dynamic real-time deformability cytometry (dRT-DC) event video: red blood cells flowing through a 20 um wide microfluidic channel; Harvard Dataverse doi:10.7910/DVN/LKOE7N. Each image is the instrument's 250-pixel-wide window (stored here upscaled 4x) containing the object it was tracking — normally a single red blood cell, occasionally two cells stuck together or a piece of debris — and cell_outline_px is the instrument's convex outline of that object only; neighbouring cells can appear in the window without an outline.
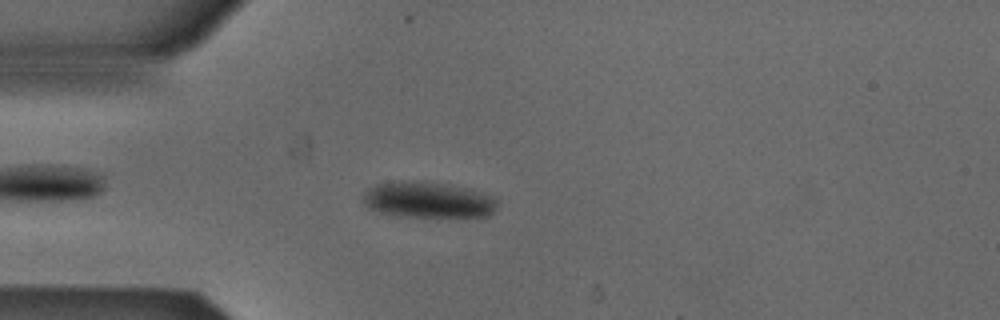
{"species": "Egyptian fruit bat (a non-hibernating species)", "species_latin": "Rousettus aegyptiacus", "temperature_condition": "cold", "stored_images_in_passage": 47, "camera_frame_rate_fps": 3000, "um_per_image_px": 0.085, "animal": {"sex": "male"}, "frame": {"image": 1, "passage_image": 8, "time_ms": 2.333, "image_size_px": [1000, 320], "cell_outline_px": [[500, 200], [496, 208], [488, 216], [396, 216], [380, 212], [368, 208], [364, 204], [364, 196], [368, 188], [376, 184], [412, 180], [424, 180], [448, 184], [468, 188], [492, 196]], "centroid_in_image_um": [36.4, 16.97], "position_along_channel_um": 48.6, "area_um2": 28.21}}
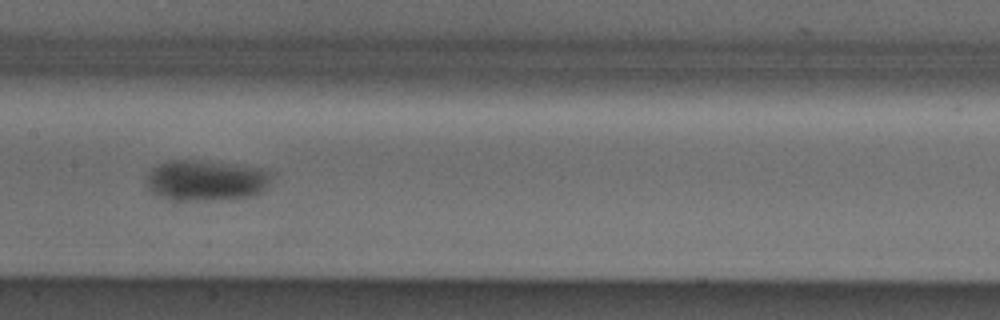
{"frame": {"image": 2, "passage_image": 20, "time_ms": 6.333, "image_size_px": [1000, 320], "cell_outline_px": [[268, 184], [260, 192], [252, 196], [176, 204], [156, 196], [144, 184], [148, 172], [152, 168], [168, 160], [196, 160], [260, 168], [268, 172]], "centroid_in_image_um": [17.35, 15.39], "position_along_channel_um": 190.1, "area_um2": 30.23}}
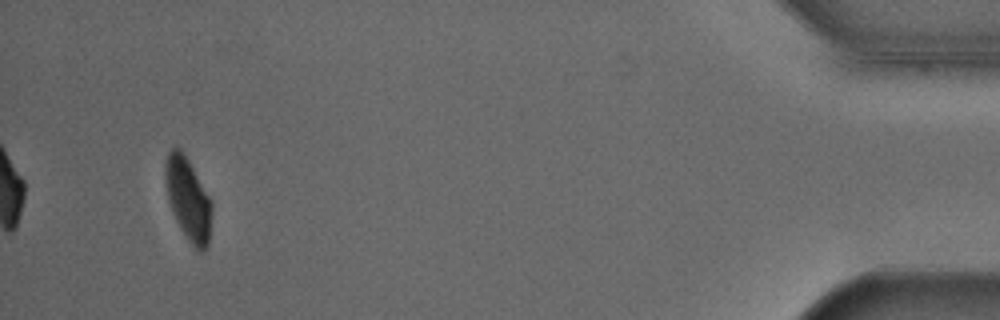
{"frame": {"image": 3, "passage_image": 44, "time_ms": 14.333, "image_size_px": [1000, 320], "cell_outline_px": [[212, 212], [208, 244], [204, 252], [200, 252], [188, 240], [180, 228], [172, 212], [168, 200], [164, 180], [164, 164], [168, 152], [172, 148], [180, 148], [188, 160], [212, 200]], "centroid_in_image_um": [15.98, 16.92], "position_along_channel_um": 419.2, "area_um2": 22.48}, "authors_computed_cell_mechanics": {"area_um2": 27.2238, "velocity_mm_per_s": 3.8653, "shape_relaxation_time_tau1_ms": 2.3845, "shape_relaxation_time_tau2_ms": null, "deformation_change_tau1": 0.0866, "deformation_change_tau2": null}}